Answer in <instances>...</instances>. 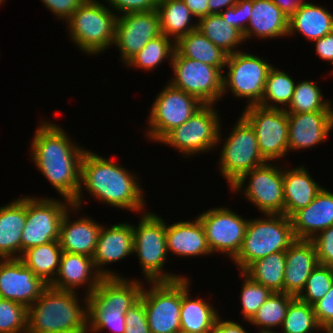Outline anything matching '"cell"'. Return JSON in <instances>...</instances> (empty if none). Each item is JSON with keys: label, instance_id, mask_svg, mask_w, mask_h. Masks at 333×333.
I'll use <instances>...</instances> for the list:
<instances>
[{"label": "cell", "instance_id": "cell-51", "mask_svg": "<svg viewBox=\"0 0 333 333\" xmlns=\"http://www.w3.org/2000/svg\"><path fill=\"white\" fill-rule=\"evenodd\" d=\"M318 58L328 61V65H333V32L326 34L324 37L312 42ZM331 73L333 72L330 71Z\"/></svg>", "mask_w": 333, "mask_h": 333}, {"label": "cell", "instance_id": "cell-13", "mask_svg": "<svg viewBox=\"0 0 333 333\" xmlns=\"http://www.w3.org/2000/svg\"><path fill=\"white\" fill-rule=\"evenodd\" d=\"M204 104L169 82L155 97L144 129L149 141L158 143L173 128L185 123ZM148 129V130H147Z\"/></svg>", "mask_w": 333, "mask_h": 333}, {"label": "cell", "instance_id": "cell-52", "mask_svg": "<svg viewBox=\"0 0 333 333\" xmlns=\"http://www.w3.org/2000/svg\"><path fill=\"white\" fill-rule=\"evenodd\" d=\"M215 333H249L239 322L223 320L221 315L217 318L214 328Z\"/></svg>", "mask_w": 333, "mask_h": 333}, {"label": "cell", "instance_id": "cell-48", "mask_svg": "<svg viewBox=\"0 0 333 333\" xmlns=\"http://www.w3.org/2000/svg\"><path fill=\"white\" fill-rule=\"evenodd\" d=\"M317 250L319 264L333 267V225L312 239Z\"/></svg>", "mask_w": 333, "mask_h": 333}, {"label": "cell", "instance_id": "cell-10", "mask_svg": "<svg viewBox=\"0 0 333 333\" xmlns=\"http://www.w3.org/2000/svg\"><path fill=\"white\" fill-rule=\"evenodd\" d=\"M272 67L271 62L256 53L253 55L242 50L228 55L223 70L227 73L222 75V98L231 92L236 100L245 99V107L258 105L263 98L267 75Z\"/></svg>", "mask_w": 333, "mask_h": 333}, {"label": "cell", "instance_id": "cell-47", "mask_svg": "<svg viewBox=\"0 0 333 333\" xmlns=\"http://www.w3.org/2000/svg\"><path fill=\"white\" fill-rule=\"evenodd\" d=\"M124 333H150L144 303L139 300L125 315Z\"/></svg>", "mask_w": 333, "mask_h": 333}, {"label": "cell", "instance_id": "cell-7", "mask_svg": "<svg viewBox=\"0 0 333 333\" xmlns=\"http://www.w3.org/2000/svg\"><path fill=\"white\" fill-rule=\"evenodd\" d=\"M295 240L291 218L263 213V217L249 218L241 250L232 261L244 272L254 261L286 251Z\"/></svg>", "mask_w": 333, "mask_h": 333}, {"label": "cell", "instance_id": "cell-50", "mask_svg": "<svg viewBox=\"0 0 333 333\" xmlns=\"http://www.w3.org/2000/svg\"><path fill=\"white\" fill-rule=\"evenodd\" d=\"M312 306L320 326L333 324V285L324 297Z\"/></svg>", "mask_w": 333, "mask_h": 333}, {"label": "cell", "instance_id": "cell-20", "mask_svg": "<svg viewBox=\"0 0 333 333\" xmlns=\"http://www.w3.org/2000/svg\"><path fill=\"white\" fill-rule=\"evenodd\" d=\"M110 225L102 224L92 259L97 272L103 278L124 277L106 266L133 256L132 224L126 221Z\"/></svg>", "mask_w": 333, "mask_h": 333}, {"label": "cell", "instance_id": "cell-56", "mask_svg": "<svg viewBox=\"0 0 333 333\" xmlns=\"http://www.w3.org/2000/svg\"><path fill=\"white\" fill-rule=\"evenodd\" d=\"M319 332L333 333V324L321 326Z\"/></svg>", "mask_w": 333, "mask_h": 333}, {"label": "cell", "instance_id": "cell-54", "mask_svg": "<svg viewBox=\"0 0 333 333\" xmlns=\"http://www.w3.org/2000/svg\"><path fill=\"white\" fill-rule=\"evenodd\" d=\"M237 0H209L208 14H220L223 10L233 7Z\"/></svg>", "mask_w": 333, "mask_h": 333}, {"label": "cell", "instance_id": "cell-49", "mask_svg": "<svg viewBox=\"0 0 333 333\" xmlns=\"http://www.w3.org/2000/svg\"><path fill=\"white\" fill-rule=\"evenodd\" d=\"M58 20L67 21L86 0H40Z\"/></svg>", "mask_w": 333, "mask_h": 333}, {"label": "cell", "instance_id": "cell-45", "mask_svg": "<svg viewBox=\"0 0 333 333\" xmlns=\"http://www.w3.org/2000/svg\"><path fill=\"white\" fill-rule=\"evenodd\" d=\"M252 6L253 0H237L233 7L223 10L220 16L244 34L252 15Z\"/></svg>", "mask_w": 333, "mask_h": 333}, {"label": "cell", "instance_id": "cell-57", "mask_svg": "<svg viewBox=\"0 0 333 333\" xmlns=\"http://www.w3.org/2000/svg\"><path fill=\"white\" fill-rule=\"evenodd\" d=\"M179 333H215L214 328H211L206 331H201V332H185V331H180Z\"/></svg>", "mask_w": 333, "mask_h": 333}, {"label": "cell", "instance_id": "cell-34", "mask_svg": "<svg viewBox=\"0 0 333 333\" xmlns=\"http://www.w3.org/2000/svg\"><path fill=\"white\" fill-rule=\"evenodd\" d=\"M197 29L227 55L242 51L239 49L245 43L243 34L220 14H208L198 19Z\"/></svg>", "mask_w": 333, "mask_h": 333}, {"label": "cell", "instance_id": "cell-38", "mask_svg": "<svg viewBox=\"0 0 333 333\" xmlns=\"http://www.w3.org/2000/svg\"><path fill=\"white\" fill-rule=\"evenodd\" d=\"M288 74L274 66L269 70L263 98L258 105L284 110L289 106L297 82Z\"/></svg>", "mask_w": 333, "mask_h": 333}, {"label": "cell", "instance_id": "cell-59", "mask_svg": "<svg viewBox=\"0 0 333 333\" xmlns=\"http://www.w3.org/2000/svg\"><path fill=\"white\" fill-rule=\"evenodd\" d=\"M6 2V0H0V5H2V3L4 4Z\"/></svg>", "mask_w": 333, "mask_h": 333}, {"label": "cell", "instance_id": "cell-21", "mask_svg": "<svg viewBox=\"0 0 333 333\" xmlns=\"http://www.w3.org/2000/svg\"><path fill=\"white\" fill-rule=\"evenodd\" d=\"M332 130L333 110L288 113L289 153L326 143Z\"/></svg>", "mask_w": 333, "mask_h": 333}, {"label": "cell", "instance_id": "cell-2", "mask_svg": "<svg viewBox=\"0 0 333 333\" xmlns=\"http://www.w3.org/2000/svg\"><path fill=\"white\" fill-rule=\"evenodd\" d=\"M43 119L32 137L30 160L60 197L73 203L79 191L81 161L87 148L75 143L60 125Z\"/></svg>", "mask_w": 333, "mask_h": 333}, {"label": "cell", "instance_id": "cell-36", "mask_svg": "<svg viewBox=\"0 0 333 333\" xmlns=\"http://www.w3.org/2000/svg\"><path fill=\"white\" fill-rule=\"evenodd\" d=\"M285 267V251H279L254 261L244 273L272 292H283Z\"/></svg>", "mask_w": 333, "mask_h": 333}, {"label": "cell", "instance_id": "cell-3", "mask_svg": "<svg viewBox=\"0 0 333 333\" xmlns=\"http://www.w3.org/2000/svg\"><path fill=\"white\" fill-rule=\"evenodd\" d=\"M79 297L48 285L27 308V333H88V296Z\"/></svg>", "mask_w": 333, "mask_h": 333}, {"label": "cell", "instance_id": "cell-39", "mask_svg": "<svg viewBox=\"0 0 333 333\" xmlns=\"http://www.w3.org/2000/svg\"><path fill=\"white\" fill-rule=\"evenodd\" d=\"M320 88L317 81L299 80L295 85L292 100L285 111L287 113H306L333 110L332 103L324 98Z\"/></svg>", "mask_w": 333, "mask_h": 333}, {"label": "cell", "instance_id": "cell-30", "mask_svg": "<svg viewBox=\"0 0 333 333\" xmlns=\"http://www.w3.org/2000/svg\"><path fill=\"white\" fill-rule=\"evenodd\" d=\"M191 281L188 276L181 278V310L180 327L185 332H201L215 328V323L219 317V310L213 307L212 303L206 299L192 297Z\"/></svg>", "mask_w": 333, "mask_h": 333}, {"label": "cell", "instance_id": "cell-27", "mask_svg": "<svg viewBox=\"0 0 333 333\" xmlns=\"http://www.w3.org/2000/svg\"><path fill=\"white\" fill-rule=\"evenodd\" d=\"M289 17L272 0H253L244 40L288 37Z\"/></svg>", "mask_w": 333, "mask_h": 333}, {"label": "cell", "instance_id": "cell-9", "mask_svg": "<svg viewBox=\"0 0 333 333\" xmlns=\"http://www.w3.org/2000/svg\"><path fill=\"white\" fill-rule=\"evenodd\" d=\"M216 105H203L185 123L173 128L158 143L177 150L182 157H194L216 150L222 118ZM222 127V128H221Z\"/></svg>", "mask_w": 333, "mask_h": 333}, {"label": "cell", "instance_id": "cell-24", "mask_svg": "<svg viewBox=\"0 0 333 333\" xmlns=\"http://www.w3.org/2000/svg\"><path fill=\"white\" fill-rule=\"evenodd\" d=\"M285 258L283 292L298 297L313 269L318 265L314 242L296 239L285 251Z\"/></svg>", "mask_w": 333, "mask_h": 333}, {"label": "cell", "instance_id": "cell-14", "mask_svg": "<svg viewBox=\"0 0 333 333\" xmlns=\"http://www.w3.org/2000/svg\"><path fill=\"white\" fill-rule=\"evenodd\" d=\"M168 82L196 97L204 105H217L222 99V75L215 66L180 56L174 51Z\"/></svg>", "mask_w": 333, "mask_h": 333}, {"label": "cell", "instance_id": "cell-55", "mask_svg": "<svg viewBox=\"0 0 333 333\" xmlns=\"http://www.w3.org/2000/svg\"><path fill=\"white\" fill-rule=\"evenodd\" d=\"M288 17H290L305 0H272Z\"/></svg>", "mask_w": 333, "mask_h": 333}, {"label": "cell", "instance_id": "cell-4", "mask_svg": "<svg viewBox=\"0 0 333 333\" xmlns=\"http://www.w3.org/2000/svg\"><path fill=\"white\" fill-rule=\"evenodd\" d=\"M143 279L102 278L88 295V333H124L126 312L140 300Z\"/></svg>", "mask_w": 333, "mask_h": 333}, {"label": "cell", "instance_id": "cell-58", "mask_svg": "<svg viewBox=\"0 0 333 333\" xmlns=\"http://www.w3.org/2000/svg\"><path fill=\"white\" fill-rule=\"evenodd\" d=\"M277 332L280 333L278 330ZM277 332L275 330H259L256 333H277Z\"/></svg>", "mask_w": 333, "mask_h": 333}, {"label": "cell", "instance_id": "cell-29", "mask_svg": "<svg viewBox=\"0 0 333 333\" xmlns=\"http://www.w3.org/2000/svg\"><path fill=\"white\" fill-rule=\"evenodd\" d=\"M25 223V195L0 206V259L21 258V235Z\"/></svg>", "mask_w": 333, "mask_h": 333}, {"label": "cell", "instance_id": "cell-11", "mask_svg": "<svg viewBox=\"0 0 333 333\" xmlns=\"http://www.w3.org/2000/svg\"><path fill=\"white\" fill-rule=\"evenodd\" d=\"M275 164L267 162L243 174L228 187L231 194L242 195L260 214H284L283 163Z\"/></svg>", "mask_w": 333, "mask_h": 333}, {"label": "cell", "instance_id": "cell-23", "mask_svg": "<svg viewBox=\"0 0 333 333\" xmlns=\"http://www.w3.org/2000/svg\"><path fill=\"white\" fill-rule=\"evenodd\" d=\"M102 278L91 257L63 251L58 272L49 285L55 289L78 293L83 287V296H88L95 291Z\"/></svg>", "mask_w": 333, "mask_h": 333}, {"label": "cell", "instance_id": "cell-53", "mask_svg": "<svg viewBox=\"0 0 333 333\" xmlns=\"http://www.w3.org/2000/svg\"><path fill=\"white\" fill-rule=\"evenodd\" d=\"M196 20L208 15L209 0H182Z\"/></svg>", "mask_w": 333, "mask_h": 333}, {"label": "cell", "instance_id": "cell-33", "mask_svg": "<svg viewBox=\"0 0 333 333\" xmlns=\"http://www.w3.org/2000/svg\"><path fill=\"white\" fill-rule=\"evenodd\" d=\"M175 51L182 57L215 66L222 73L228 56L198 29L179 38L175 42Z\"/></svg>", "mask_w": 333, "mask_h": 333}, {"label": "cell", "instance_id": "cell-19", "mask_svg": "<svg viewBox=\"0 0 333 333\" xmlns=\"http://www.w3.org/2000/svg\"><path fill=\"white\" fill-rule=\"evenodd\" d=\"M47 286L20 258L0 259V298L28 308Z\"/></svg>", "mask_w": 333, "mask_h": 333}, {"label": "cell", "instance_id": "cell-35", "mask_svg": "<svg viewBox=\"0 0 333 333\" xmlns=\"http://www.w3.org/2000/svg\"><path fill=\"white\" fill-rule=\"evenodd\" d=\"M62 253L59 241H52L29 248L20 259L36 276L49 285L58 272Z\"/></svg>", "mask_w": 333, "mask_h": 333}, {"label": "cell", "instance_id": "cell-44", "mask_svg": "<svg viewBox=\"0 0 333 333\" xmlns=\"http://www.w3.org/2000/svg\"><path fill=\"white\" fill-rule=\"evenodd\" d=\"M0 333H27V308L0 298Z\"/></svg>", "mask_w": 333, "mask_h": 333}, {"label": "cell", "instance_id": "cell-8", "mask_svg": "<svg viewBox=\"0 0 333 333\" xmlns=\"http://www.w3.org/2000/svg\"><path fill=\"white\" fill-rule=\"evenodd\" d=\"M228 133L225 137L220 129L216 148L220 147L217 162L219 173L230 187L243 174L264 165L267 161L259 151L253 127L242 115Z\"/></svg>", "mask_w": 333, "mask_h": 333}, {"label": "cell", "instance_id": "cell-22", "mask_svg": "<svg viewBox=\"0 0 333 333\" xmlns=\"http://www.w3.org/2000/svg\"><path fill=\"white\" fill-rule=\"evenodd\" d=\"M80 211L81 208L73 205L63 215L59 233L60 247L64 252L83 254L92 258L103 223L96 222L85 214H82L83 216L80 214L78 218L72 220L71 214Z\"/></svg>", "mask_w": 333, "mask_h": 333}, {"label": "cell", "instance_id": "cell-46", "mask_svg": "<svg viewBox=\"0 0 333 333\" xmlns=\"http://www.w3.org/2000/svg\"><path fill=\"white\" fill-rule=\"evenodd\" d=\"M108 7L122 16L130 13L156 11L159 0H103ZM116 10V11H115Z\"/></svg>", "mask_w": 333, "mask_h": 333}, {"label": "cell", "instance_id": "cell-25", "mask_svg": "<svg viewBox=\"0 0 333 333\" xmlns=\"http://www.w3.org/2000/svg\"><path fill=\"white\" fill-rule=\"evenodd\" d=\"M295 239L312 240L333 225V192L322 188L314 200L291 217Z\"/></svg>", "mask_w": 333, "mask_h": 333}, {"label": "cell", "instance_id": "cell-41", "mask_svg": "<svg viewBox=\"0 0 333 333\" xmlns=\"http://www.w3.org/2000/svg\"><path fill=\"white\" fill-rule=\"evenodd\" d=\"M313 306L295 297L288 305L287 313L280 329L281 333H313L320 331Z\"/></svg>", "mask_w": 333, "mask_h": 333}, {"label": "cell", "instance_id": "cell-1", "mask_svg": "<svg viewBox=\"0 0 333 333\" xmlns=\"http://www.w3.org/2000/svg\"><path fill=\"white\" fill-rule=\"evenodd\" d=\"M86 150L81 161L80 187L73 205L83 208L84 192L111 208L141 214L147 202L140 178L121 163L110 160L99 153ZM85 190V191H84ZM138 212V213H137Z\"/></svg>", "mask_w": 333, "mask_h": 333}, {"label": "cell", "instance_id": "cell-42", "mask_svg": "<svg viewBox=\"0 0 333 333\" xmlns=\"http://www.w3.org/2000/svg\"><path fill=\"white\" fill-rule=\"evenodd\" d=\"M239 276L243 279L240 287V295L238 296L241 303V317L243 322L249 323L252 317L256 314L258 309L264 304L272 291L253 281L248 275L240 271Z\"/></svg>", "mask_w": 333, "mask_h": 333}, {"label": "cell", "instance_id": "cell-15", "mask_svg": "<svg viewBox=\"0 0 333 333\" xmlns=\"http://www.w3.org/2000/svg\"><path fill=\"white\" fill-rule=\"evenodd\" d=\"M140 300L144 303L150 333L181 331V279L145 282Z\"/></svg>", "mask_w": 333, "mask_h": 333}, {"label": "cell", "instance_id": "cell-26", "mask_svg": "<svg viewBox=\"0 0 333 333\" xmlns=\"http://www.w3.org/2000/svg\"><path fill=\"white\" fill-rule=\"evenodd\" d=\"M166 244L168 255L184 258L212 255L204 227L197 216L192 221L181 220L169 225L166 222Z\"/></svg>", "mask_w": 333, "mask_h": 333}, {"label": "cell", "instance_id": "cell-6", "mask_svg": "<svg viewBox=\"0 0 333 333\" xmlns=\"http://www.w3.org/2000/svg\"><path fill=\"white\" fill-rule=\"evenodd\" d=\"M102 2V3H101ZM86 0L66 21L67 34L81 53L99 55L114 48L117 15L103 1Z\"/></svg>", "mask_w": 333, "mask_h": 333}, {"label": "cell", "instance_id": "cell-32", "mask_svg": "<svg viewBox=\"0 0 333 333\" xmlns=\"http://www.w3.org/2000/svg\"><path fill=\"white\" fill-rule=\"evenodd\" d=\"M157 12L161 34L174 42L197 29V20L182 0H159Z\"/></svg>", "mask_w": 333, "mask_h": 333}, {"label": "cell", "instance_id": "cell-12", "mask_svg": "<svg viewBox=\"0 0 333 333\" xmlns=\"http://www.w3.org/2000/svg\"><path fill=\"white\" fill-rule=\"evenodd\" d=\"M73 206L67 199L26 196V223L21 235V256L29 248L59 241L63 215Z\"/></svg>", "mask_w": 333, "mask_h": 333}, {"label": "cell", "instance_id": "cell-16", "mask_svg": "<svg viewBox=\"0 0 333 333\" xmlns=\"http://www.w3.org/2000/svg\"><path fill=\"white\" fill-rule=\"evenodd\" d=\"M241 115L253 127L258 148L267 162L283 161L289 154L288 113L284 109L266 108L260 105L244 107ZM281 160L279 161V159Z\"/></svg>", "mask_w": 333, "mask_h": 333}, {"label": "cell", "instance_id": "cell-5", "mask_svg": "<svg viewBox=\"0 0 333 333\" xmlns=\"http://www.w3.org/2000/svg\"><path fill=\"white\" fill-rule=\"evenodd\" d=\"M140 215L138 225L132 224L133 255L140 263L143 281H175L183 278L182 274L176 275L164 268L168 263L166 221L160 214L148 210Z\"/></svg>", "mask_w": 333, "mask_h": 333}, {"label": "cell", "instance_id": "cell-17", "mask_svg": "<svg viewBox=\"0 0 333 333\" xmlns=\"http://www.w3.org/2000/svg\"><path fill=\"white\" fill-rule=\"evenodd\" d=\"M211 253L233 260L241 250L249 219L230 207L218 206L198 214Z\"/></svg>", "mask_w": 333, "mask_h": 333}, {"label": "cell", "instance_id": "cell-31", "mask_svg": "<svg viewBox=\"0 0 333 333\" xmlns=\"http://www.w3.org/2000/svg\"><path fill=\"white\" fill-rule=\"evenodd\" d=\"M331 32H333V13L325 6L304 1L289 17V37L298 33L312 43Z\"/></svg>", "mask_w": 333, "mask_h": 333}, {"label": "cell", "instance_id": "cell-37", "mask_svg": "<svg viewBox=\"0 0 333 333\" xmlns=\"http://www.w3.org/2000/svg\"><path fill=\"white\" fill-rule=\"evenodd\" d=\"M175 51V42L161 34L147 42V44L125 65L133 69H141L145 72H154L158 65L166 60L171 67L172 57Z\"/></svg>", "mask_w": 333, "mask_h": 333}, {"label": "cell", "instance_id": "cell-40", "mask_svg": "<svg viewBox=\"0 0 333 333\" xmlns=\"http://www.w3.org/2000/svg\"><path fill=\"white\" fill-rule=\"evenodd\" d=\"M294 298L284 292H272L248 324L258 330L281 329L288 305Z\"/></svg>", "mask_w": 333, "mask_h": 333}, {"label": "cell", "instance_id": "cell-28", "mask_svg": "<svg viewBox=\"0 0 333 333\" xmlns=\"http://www.w3.org/2000/svg\"><path fill=\"white\" fill-rule=\"evenodd\" d=\"M303 165L290 168L283 164L284 215L291 218L307 207L323 188Z\"/></svg>", "mask_w": 333, "mask_h": 333}, {"label": "cell", "instance_id": "cell-18", "mask_svg": "<svg viewBox=\"0 0 333 333\" xmlns=\"http://www.w3.org/2000/svg\"><path fill=\"white\" fill-rule=\"evenodd\" d=\"M159 35L161 29L157 10L118 16L114 46L119 50V61L126 65L148 41Z\"/></svg>", "mask_w": 333, "mask_h": 333}, {"label": "cell", "instance_id": "cell-43", "mask_svg": "<svg viewBox=\"0 0 333 333\" xmlns=\"http://www.w3.org/2000/svg\"><path fill=\"white\" fill-rule=\"evenodd\" d=\"M333 285V267L319 264L313 269L301 294V301L313 305L330 290Z\"/></svg>", "mask_w": 333, "mask_h": 333}]
</instances>
